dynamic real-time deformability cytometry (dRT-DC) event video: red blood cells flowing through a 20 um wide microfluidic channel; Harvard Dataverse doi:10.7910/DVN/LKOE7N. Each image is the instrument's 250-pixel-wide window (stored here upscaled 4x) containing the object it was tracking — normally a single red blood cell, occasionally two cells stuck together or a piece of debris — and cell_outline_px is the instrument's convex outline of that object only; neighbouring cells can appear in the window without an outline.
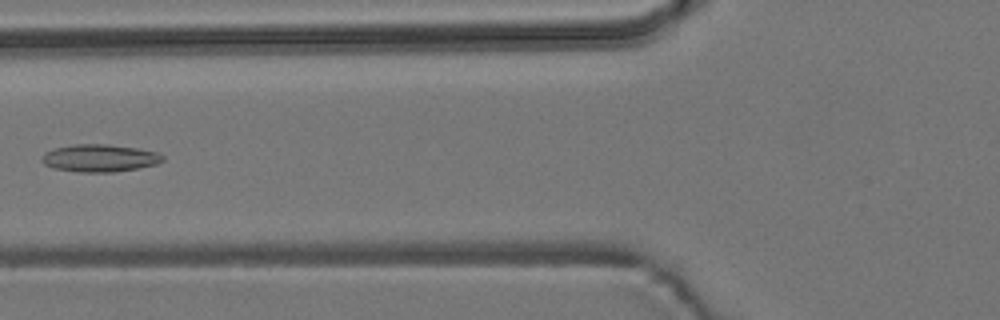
{"species": "common noctule bat (a hibernating species)", "species_latin": "Nyctalus noctula", "temperature_condition": "room temperature", "stored_images_in_passage": 2, "camera_frame_rate_fps": 3000, "um_per_image_px": 0.085, "animal": {"sex": "male", "body_mass_g": 19.2, "forearm_length_mm": 51.8}, "frame": {"image": 1, "passage_image": 2, "time_ms": 1.0, "image_size_px": [1000, 320], "cell_outline_px": [[164, 160], [156, 164], [116, 172], [80, 172], [56, 168], [44, 164], [40, 160], [44, 152], [56, 148], [76, 144], [108, 144], [136, 148], [156, 152], [164, 156]], "centroid_in_image_um": [8.47, 13.43], "position_along_channel_um": 117.3, "area_um2": 19.19}}